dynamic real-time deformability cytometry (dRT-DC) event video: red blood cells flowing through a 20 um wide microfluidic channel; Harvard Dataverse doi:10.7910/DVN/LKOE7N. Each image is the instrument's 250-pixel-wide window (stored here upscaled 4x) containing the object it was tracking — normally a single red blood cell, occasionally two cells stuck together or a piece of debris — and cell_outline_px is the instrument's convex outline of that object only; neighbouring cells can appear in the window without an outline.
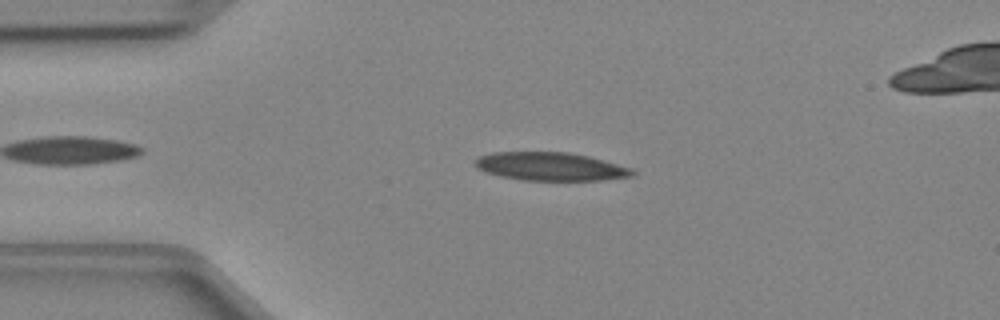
{"species": "Egyptian fruit bat (a non-hibernating species)", "species_latin": "Rousettus aegyptiacus", "temperature_condition": "cold", "stored_images_in_passage": 38, "camera_frame_rate_fps": 3000, "um_per_image_px": 0.085, "animal": {"sex": "female"}, "frame": {"image": 1, "passage_image": 9, "time_ms": 2.667, "image_size_px": [1000, 320], "cell_outline_px": [[636, 172], [632, 176], [600, 180], [520, 180], [500, 176], [484, 172], [476, 168], [472, 164], [480, 156], [492, 152], [568, 152], [588, 156], [604, 160], [632, 168]], "centroid_in_image_um": [46.76, 14.15], "position_along_channel_um": 38.2, "area_um2": 26.01}}
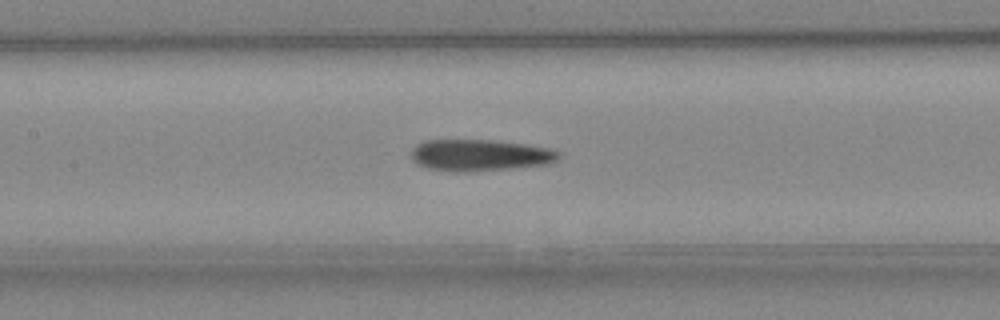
{"frame": {"image": 2, "passage_image": 20, "time_ms": 6.333, "image_size_px": [1000, 320], "cell_outline_px": [[560, 156], [556, 160], [548, 164], [468, 172], [452, 172], [428, 168], [416, 164], [412, 160], [412, 148], [416, 144], [424, 140], [492, 140], [524, 144], [552, 148], [560, 152]], "centroid_in_image_um": [40.76, 13.19], "position_along_channel_um": 166.6, "area_um2": 27.22}}
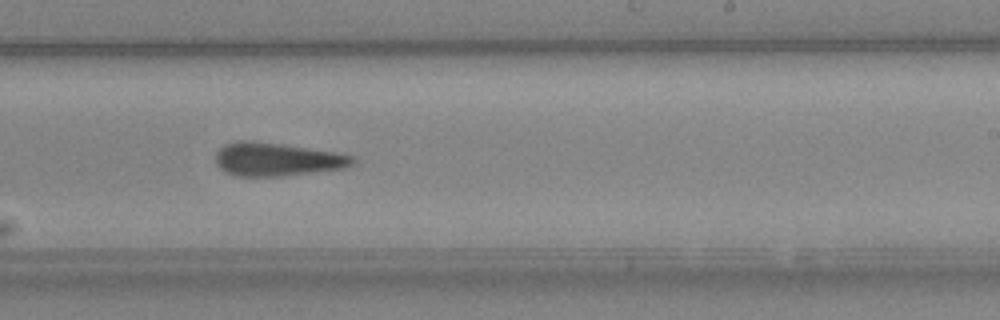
{"frame": {"image": 3, "passage_image": 27, "time_ms": 8.667, "image_size_px": [1000, 320], "cell_outline_px": [[356, 160], [352, 164], [344, 168], [284, 176], [236, 176], [224, 172], [216, 164], [216, 152], [224, 144], [236, 140], [252, 140], [336, 152], [352, 156]], "centroid_in_image_um": [23.49, 13.54], "position_along_channel_um": 265.5, "area_um2": 26.65}}